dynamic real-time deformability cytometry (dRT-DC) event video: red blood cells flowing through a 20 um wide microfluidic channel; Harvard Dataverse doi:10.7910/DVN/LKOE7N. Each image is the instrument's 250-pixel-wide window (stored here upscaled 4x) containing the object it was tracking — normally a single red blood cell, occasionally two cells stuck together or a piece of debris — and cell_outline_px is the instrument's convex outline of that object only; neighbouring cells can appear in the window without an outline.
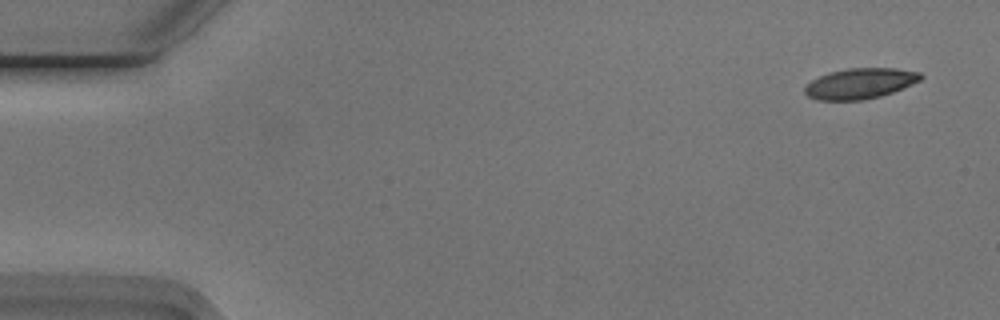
{"species": "Egyptian fruit bat (a non-hibernating species)", "species_latin": "Rousettus aegyptiacus", "temperature_condition": "cold", "stored_images_in_passage": 52, "camera_frame_rate_fps": 3000, "um_per_image_px": 0.085, "animal": {"sex": "male"}, "frame": {"image": 1, "passage_image": 1, "time_ms": 0.0, "image_size_px": [1000, 320], "cell_outline_px": [[924, 76], [920, 80], [912, 84], [892, 92], [880, 96], [864, 100], [816, 100], [808, 96], [804, 92], [804, 88], [812, 80], [820, 76], [832, 72], [848, 68], [896, 68], [920, 72]], "centroid_in_image_um": [73.12, 7.1], "position_along_channel_um": 11.9, "area_um2": 20.52}}
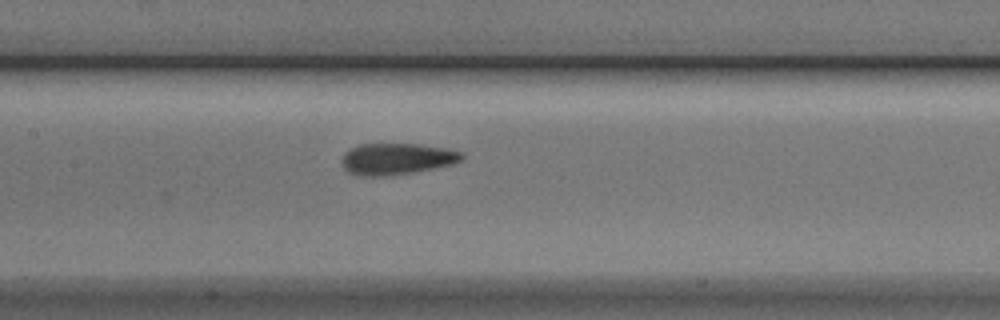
{"frame": {"image": 2, "passage_image": 24, "time_ms": 7.667, "image_size_px": [1000, 320], "cell_outline_px": [[464, 156], [460, 160], [452, 164], [416, 172], [392, 176], [356, 176], [348, 172], [340, 164], [340, 160], [344, 152], [360, 144], [420, 144], [448, 148], [464, 152]], "centroid_in_image_um": [33.7, 13.51], "position_along_channel_um": 173.7, "area_um2": 22.43}}
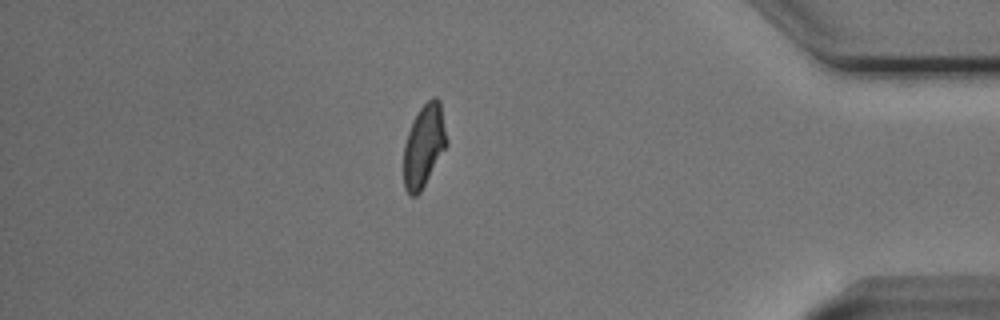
{"frame": {"image": 3, "passage_image": 45, "time_ms": 14.667, "image_size_px": [1000, 320], "cell_outline_px": [[448, 144], [420, 192], [416, 196], [412, 196], [404, 188], [404, 144], [408, 132], [420, 108], [432, 96], [436, 96], [440, 100], [448, 140]], "centroid_in_image_um": [36.05, 12.37], "position_along_channel_um": 399.1, "area_um2": 20.58}, "authors_computed_cell_mechanics": {"area_um2": 21.4438, "velocity_mm_per_s": 3.7574, "shape_relaxation_time_tau1_ms": 4.1339, "shape_relaxation_time_tau2_ms": 1.7165, "deformation_change_tau1": 0.1399, "deformation_change_tau2": 0.0759}}